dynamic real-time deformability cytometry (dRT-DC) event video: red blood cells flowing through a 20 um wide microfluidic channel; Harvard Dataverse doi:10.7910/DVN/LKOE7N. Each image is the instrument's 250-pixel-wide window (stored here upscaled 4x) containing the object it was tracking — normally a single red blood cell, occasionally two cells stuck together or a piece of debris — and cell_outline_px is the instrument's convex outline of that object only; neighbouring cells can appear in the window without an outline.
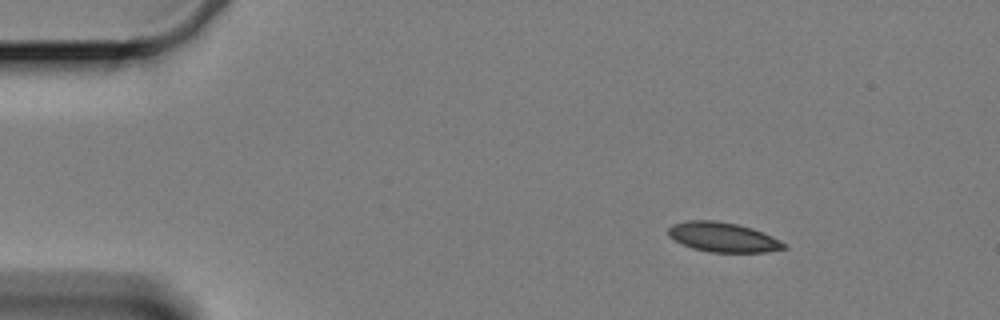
{"species": "Egyptian fruit bat (a non-hibernating species)", "species_latin": "Rousettus aegyptiacus", "temperature_condition": "cold", "stored_images_in_passage": 52, "camera_frame_rate_fps": 3000, "um_per_image_px": 0.085, "animal": {"sex": "female"}, "frame": {"image": 1, "passage_image": 1, "time_ms": 0.0, "image_size_px": [1000, 320], "cell_outline_px": [[788, 248], [764, 252], [708, 252], [692, 248], [668, 236], [668, 228], [672, 224], [688, 220], [712, 220], [736, 224], [752, 228], [772, 236], [788, 244]], "centroid_in_image_um": [61.47, 20.16], "position_along_channel_um": 23.5, "area_um2": 19.94}}
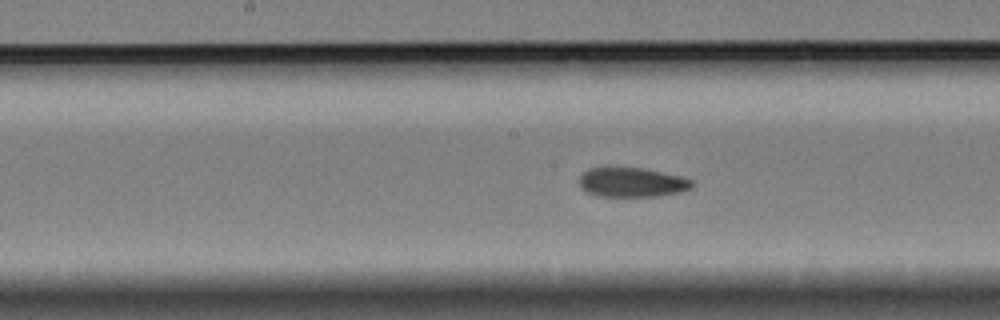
{"frame": {"image": 2, "passage_image": 23, "time_ms": 7.333, "image_size_px": [1000, 320], "cell_outline_px": [[692, 188], [680, 192], [656, 196], [596, 196], [580, 188], [580, 176], [588, 168], [608, 164], [644, 168], [680, 176], [692, 180]], "centroid_in_image_um": [53.64, 15.45], "position_along_channel_um": 194.6, "area_um2": 20.0}}
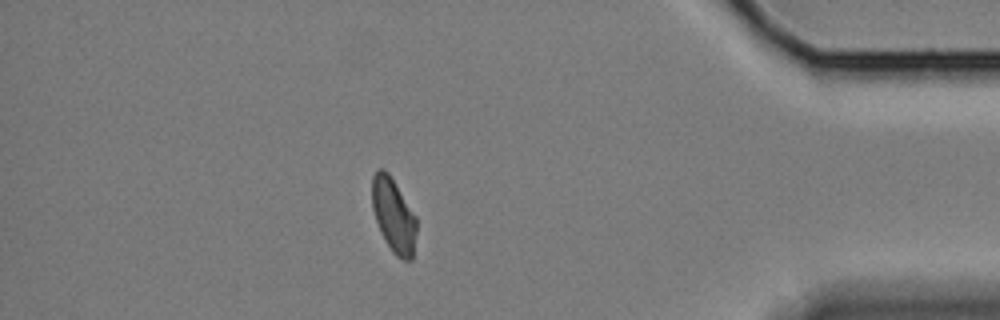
{"frame": {"image": 3, "passage_image": 45, "time_ms": 14.667, "image_size_px": [1000, 320], "cell_outline_px": [[416, 232], [412, 260], [404, 260], [396, 256], [392, 252], [384, 240], [380, 232], [372, 208], [372, 176], [380, 168], [384, 168], [388, 172], [416, 216]], "centroid_in_image_um": [33.44, 18.32], "position_along_channel_um": 401.8, "area_um2": 19.19}, "authors_computed_cell_mechanics": {"area_um2": 20.23, "velocity_mm_per_s": 3.3361, "shape_relaxation_time_tau1_ms": null, "shape_relaxation_time_tau2_ms": 3.2444, "deformation_change_tau1": null, "deformation_change_tau2": 0.0724}}